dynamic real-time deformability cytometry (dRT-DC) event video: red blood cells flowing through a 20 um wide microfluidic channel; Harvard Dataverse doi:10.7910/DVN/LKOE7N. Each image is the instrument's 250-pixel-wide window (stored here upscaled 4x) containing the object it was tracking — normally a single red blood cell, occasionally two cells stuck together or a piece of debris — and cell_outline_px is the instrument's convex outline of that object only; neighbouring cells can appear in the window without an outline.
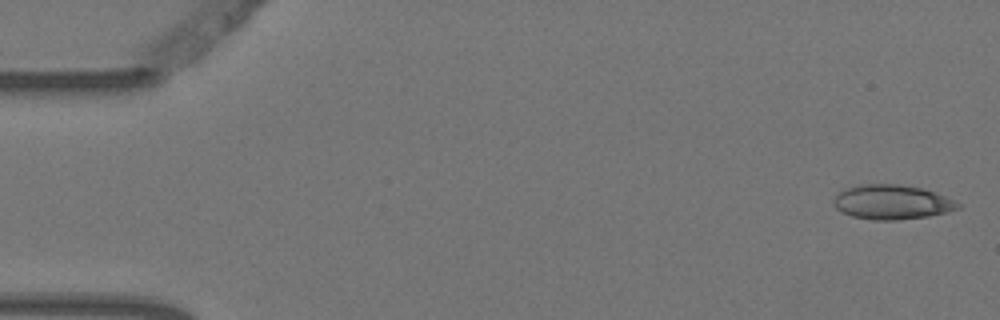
{"species": "Egyptian fruit bat (a non-hibernating species)", "species_latin": "Rousettus aegyptiacus", "temperature_condition": "warm", "stored_images_in_passage": 6, "camera_frame_rate_fps": 3000, "um_per_image_px": 0.085, "animal": {"sex": "female"}, "frame": {"image": 1, "passage_image": 1, "time_ms": 0.0, "image_size_px": [1000, 320], "cell_outline_px": [[960, 208], [928, 216], [896, 220], [872, 220], [852, 216], [836, 208], [832, 204], [832, 200], [840, 192], [856, 184], [900, 184], [920, 188], [936, 192], [960, 204]], "centroid_in_image_um": [75.78, 17.17], "position_along_channel_um": 9.2, "area_um2": 24.8}}
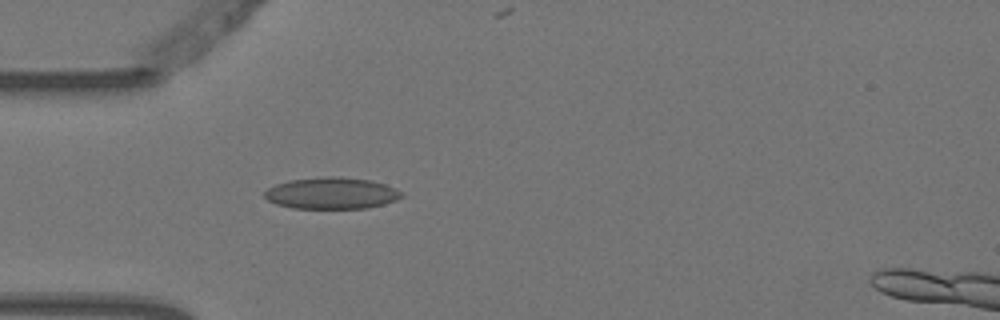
{"frame": {"image": 2, "passage_image": 5, "time_ms": 1.333, "image_size_px": [1000, 320], "cell_outline_px": [[404, 196], [396, 200], [384, 204], [368, 208], [292, 208], [276, 204], [268, 200], [264, 196], [264, 192], [268, 188], [276, 184], [292, 180], [328, 176], [340, 176], [372, 180], [384, 184], [404, 192]], "centroid_in_image_um": [28.22, 16.42], "position_along_channel_um": 56.8, "area_um2": 25.26}}